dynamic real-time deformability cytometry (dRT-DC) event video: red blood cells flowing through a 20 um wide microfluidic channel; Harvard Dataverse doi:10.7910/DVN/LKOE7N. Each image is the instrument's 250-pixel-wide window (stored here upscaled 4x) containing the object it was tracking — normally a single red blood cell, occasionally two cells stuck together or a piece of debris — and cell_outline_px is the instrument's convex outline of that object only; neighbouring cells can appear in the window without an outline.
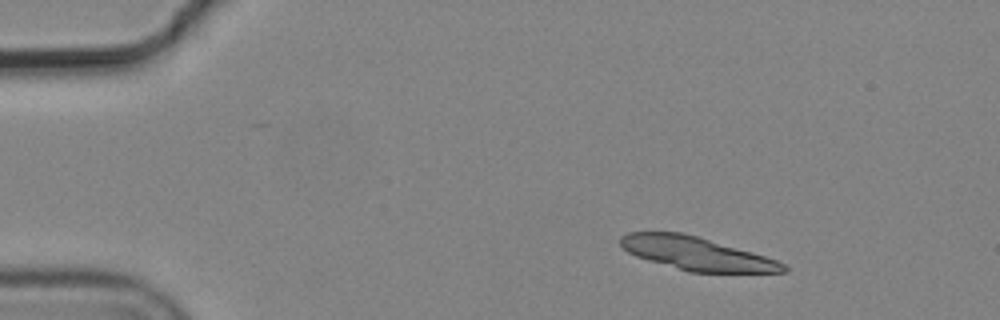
{"species": "common noctule bat (a hibernating species)", "species_latin": "Nyctalus noctula", "temperature_condition": "cold", "stored_images_in_passage": 5, "camera_frame_rate_fps": 3000, "um_per_image_px": 0.085, "animal": {"sex": "male", "body_mass_g": 19.2, "forearm_length_mm": 51.8}, "frame": {"image": 1, "passage_image": 2, "time_ms": 0.333, "image_size_px": [1000, 320], "cell_outline_px": [[788, 272], [688, 272], [648, 260], [636, 256], [628, 252], [620, 244], [620, 236], [628, 232], [680, 232], [696, 236], [764, 256], [776, 260], [784, 264], [788, 268]], "centroid_in_image_um": [59.16, 21.55], "position_along_channel_um": 25.8, "area_um2": 30.98}}